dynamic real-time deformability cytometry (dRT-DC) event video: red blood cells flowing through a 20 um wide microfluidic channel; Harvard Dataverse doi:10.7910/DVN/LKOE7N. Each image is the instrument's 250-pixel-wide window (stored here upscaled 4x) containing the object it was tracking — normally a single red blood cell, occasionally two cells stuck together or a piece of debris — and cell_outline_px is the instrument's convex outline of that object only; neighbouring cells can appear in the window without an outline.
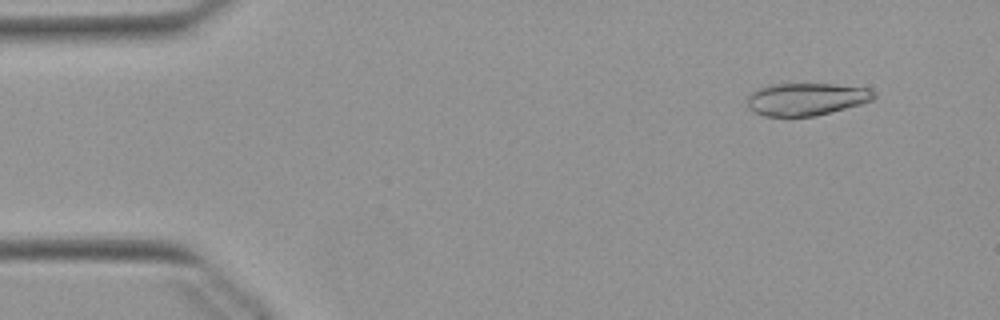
{"species": "Egyptian fruit bat (a non-hibernating species)", "species_latin": "Rousettus aegyptiacus", "temperature_condition": "warm", "stored_images_in_passage": 52, "camera_frame_rate_fps": 3000, "um_per_image_px": 0.085, "animal": {"sex": "female"}, "frame": {"image": 1, "passage_image": 5, "time_ms": 1.333, "image_size_px": [1000, 320], "cell_outline_px": [[876, 96], [872, 100], [860, 104], [816, 116], [764, 116], [748, 108], [748, 96], [756, 88], [768, 84], [832, 84], [868, 88], [876, 92]], "centroid_in_image_um": [68.52, 8.42], "position_along_channel_um": 16.5, "area_um2": 23.99}}
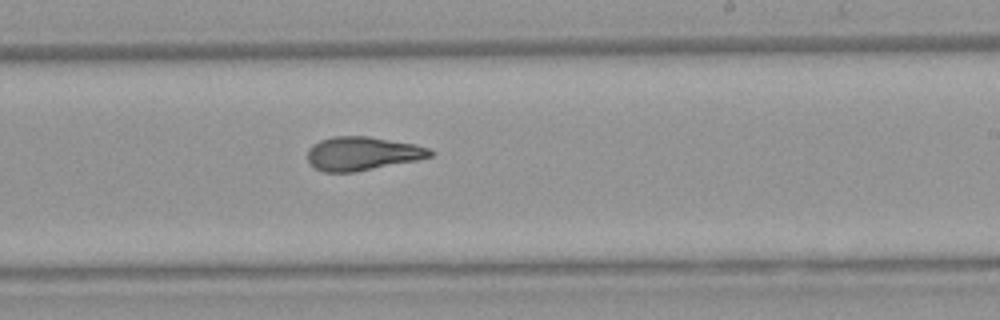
{"frame": {"image": 2, "passage_image": 31, "time_ms": 10.0, "image_size_px": [1000, 320], "cell_outline_px": [[436, 152], [432, 156], [416, 160], [356, 172], [324, 172], [312, 168], [308, 164], [308, 148], [312, 144], [320, 140], [332, 136], [368, 136], [416, 144], [432, 148]], "centroid_in_image_um": [30.79, 13.05], "position_along_channel_um": 258.2, "area_um2": 24.45}}
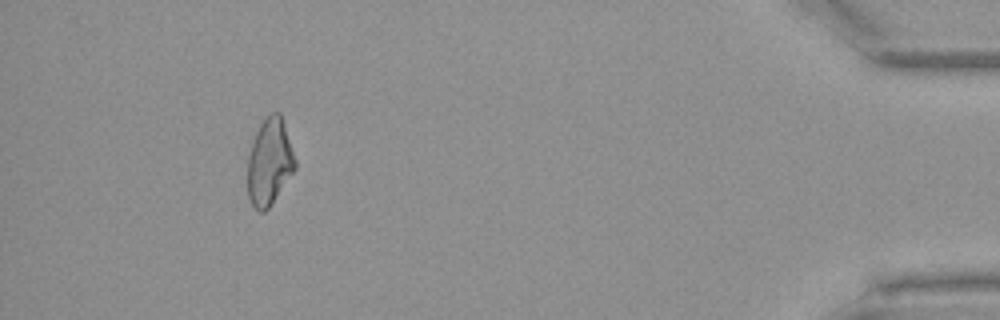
{"frame": {"image": 3, "passage_image": 48, "time_ms": 15.667, "image_size_px": [1000, 320], "cell_outline_px": [[296, 168], [268, 208], [264, 212], [260, 212], [252, 204], [248, 196], [248, 156], [256, 132], [260, 124], [272, 112], [280, 112], [296, 160]], "centroid_in_image_um": [22.91, 13.77], "position_along_channel_um": 412.3, "area_um2": 23.58}, "authors_computed_cell_mechanics": {"area_um2": 24.4783, "velocity_mm_per_s": 3.8945, "shape_relaxation_time_tau1_ms": 8.753, "shape_relaxation_time_tau2_ms": 2.1573, "deformation_change_tau1": 0.238, "deformation_change_tau2": 0.0926}}